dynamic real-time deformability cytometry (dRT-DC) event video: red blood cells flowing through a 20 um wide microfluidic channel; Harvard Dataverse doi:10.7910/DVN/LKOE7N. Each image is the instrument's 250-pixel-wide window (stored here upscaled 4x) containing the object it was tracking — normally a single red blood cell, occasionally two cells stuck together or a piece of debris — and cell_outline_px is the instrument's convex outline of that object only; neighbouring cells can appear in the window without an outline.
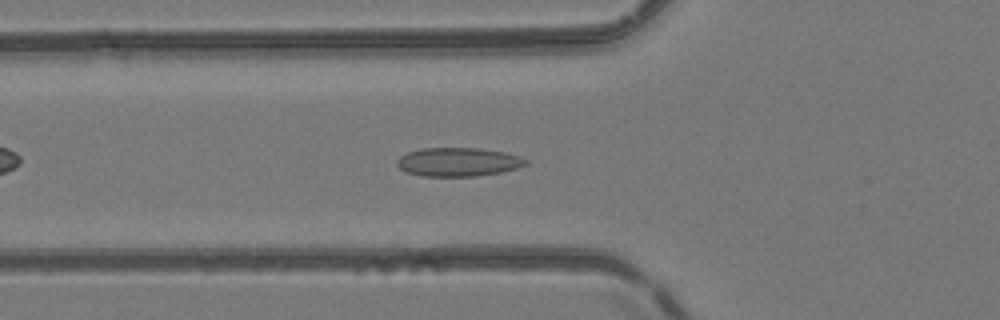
{"species": "common noctule bat (a hibernating species)", "species_latin": "Nyctalus noctula", "temperature_condition": "room temperature", "stored_images_in_passage": 32, "camera_frame_rate_fps": 3000, "um_per_image_px": 0.085, "animal": {"sex": "female", "body_mass_g": 24.6, "forearm_length_mm": 56.2}, "frame": {"image": 1, "passage_image": 7, "time_ms": 2.0, "image_size_px": [1000, 320], "cell_outline_px": [[528, 164], [516, 168], [500, 172], [476, 176], [420, 176], [404, 172], [396, 164], [396, 160], [400, 156], [408, 152], [420, 148], [480, 148], [504, 152], [520, 156], [528, 160]], "centroid_in_image_um": [38.92, 13.76], "position_along_channel_um": 86.9, "area_um2": 21.68}}
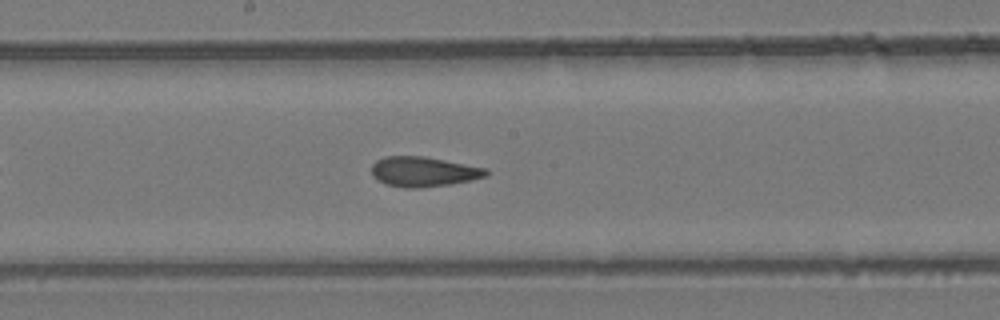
{"frame": {"image": 2, "passage_image": 16, "time_ms": 5.0, "image_size_px": [1000, 320], "cell_outline_px": [[488, 172], [484, 176], [468, 180], [448, 184], [416, 188], [404, 188], [384, 184], [372, 176], [372, 164], [376, 160], [384, 156], [424, 156], [488, 168]], "centroid_in_image_um": [35.94, 14.58], "position_along_channel_um": 212.3, "area_um2": 19.88}}
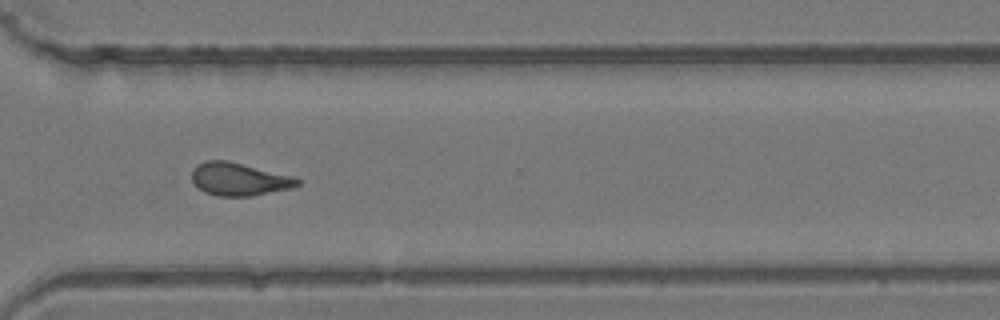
{"frame": {"image": 3, "passage_image": 26, "time_ms": 8.333, "image_size_px": [1000, 320], "cell_outline_px": [[300, 184], [288, 188], [252, 196], [216, 196], [204, 192], [192, 180], [192, 168], [196, 164], [204, 160], [228, 160], [292, 176], [300, 180]], "centroid_in_image_um": [20.26, 15.21], "position_along_channel_um": 350.3, "area_um2": 20.11}, "authors_computed_cell_mechanics": {"area_um2": 20.0855, "velocity_mm_per_s": 4.1514, "shape_relaxation_time_tau1_ms": null, "shape_relaxation_time_tau2_ms": 2.3113, "deformation_change_tau1": null, "deformation_change_tau2": 0.0792}}